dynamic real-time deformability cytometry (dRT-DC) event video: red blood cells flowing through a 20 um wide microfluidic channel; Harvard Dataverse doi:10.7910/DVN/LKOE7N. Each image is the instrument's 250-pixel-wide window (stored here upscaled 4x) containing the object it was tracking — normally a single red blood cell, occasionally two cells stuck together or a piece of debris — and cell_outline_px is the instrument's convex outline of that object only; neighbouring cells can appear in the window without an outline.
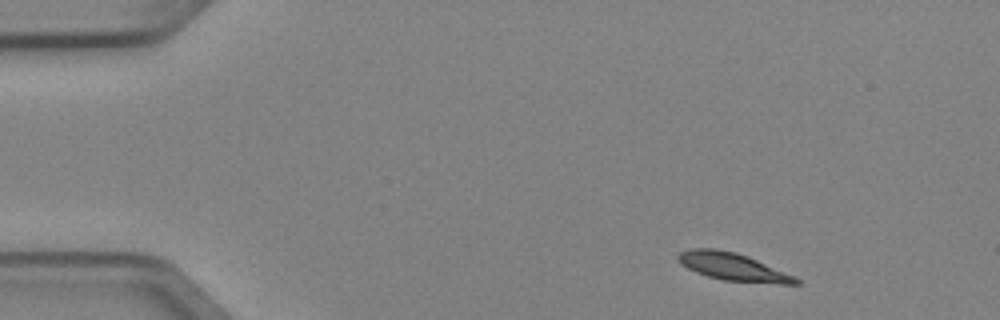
{"species": "Egyptian fruit bat (a non-hibernating species)", "species_latin": "Rousettus aegyptiacus", "temperature_condition": "cold", "stored_images_in_passage": 4, "camera_frame_rate_fps": 3000, "um_per_image_px": 0.085, "animal": {"sex": "female"}, "frame": {"image": 1, "passage_image": 1, "time_ms": 0.0, "image_size_px": [1000, 320], "cell_outline_px": [[800, 284], [780, 284], [724, 280], [708, 276], [696, 272], [680, 264], [676, 260], [676, 256], [680, 252], [692, 248], [716, 248], [736, 252], [748, 256], [792, 276], [800, 280]], "centroid_in_image_um": [62.22, 22.66], "position_along_channel_um": 22.8, "area_um2": 18.79}}
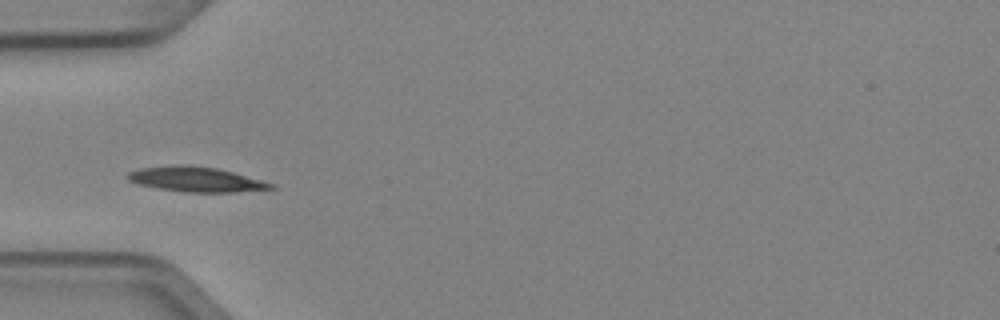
{"frame": {"image": 2, "passage_image": 4, "time_ms": 1.0, "image_size_px": [1000, 320], "cell_outline_px": [[276, 188], [236, 192], [184, 192], [156, 188], [140, 184], [128, 180], [124, 176], [128, 172], [140, 168], [176, 164], [188, 164], [216, 168], [232, 172], [276, 184]], "centroid_in_image_um": [16.63, 15.24], "position_along_channel_um": 68.4, "area_um2": 20.92}}